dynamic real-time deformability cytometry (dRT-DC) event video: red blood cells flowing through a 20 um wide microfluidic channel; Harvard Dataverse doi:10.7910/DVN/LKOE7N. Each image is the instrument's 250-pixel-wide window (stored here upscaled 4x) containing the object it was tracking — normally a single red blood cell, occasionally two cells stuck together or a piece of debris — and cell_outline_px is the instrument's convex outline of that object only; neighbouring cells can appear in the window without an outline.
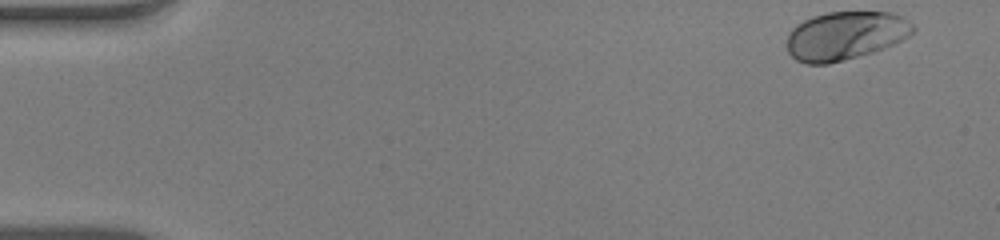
{"species": "human", "species_latin": "Homo sapiens", "temperature_condition": "warm", "stored_images_in_passage": 51, "camera_frame_rate_fps": 3000, "um_per_image_px": 0.085, "donor": {"sex": "male"}, "frame": {"image": 1, "passage_image": 1, "time_ms": 0.0, "image_size_px": [1000, 240], "cell_outline_px": [[916, 28], [908, 36], [884, 48], [872, 52], [828, 64], [804, 64], [796, 60], [788, 52], [788, 32], [796, 24], [812, 16], [828, 12], [892, 12], [908, 20]], "centroid_in_image_um": [71.83, 3.02], "position_along_channel_um": 13.2, "area_um2": 35.49}}
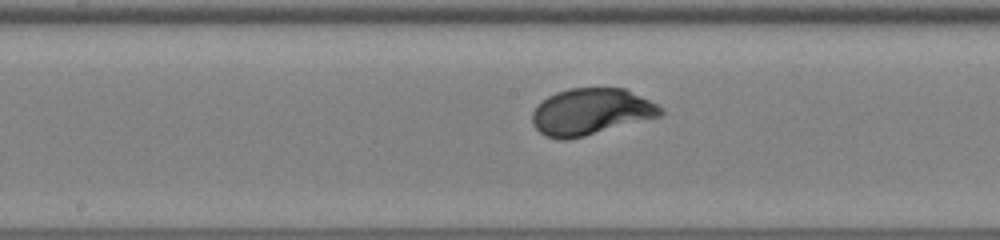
{"frame": {"image": 2, "passage_image": 26, "time_ms": 8.333, "image_size_px": [1000, 240], "cell_outline_px": [[664, 112], [660, 116], [584, 136], [564, 140], [560, 140], [544, 136], [532, 124], [532, 112], [548, 96], [556, 92], [568, 88], [624, 88], [664, 108]], "centroid_in_image_um": [50.21, 9.5], "position_along_channel_um": 198.0, "area_um2": 34.51}}
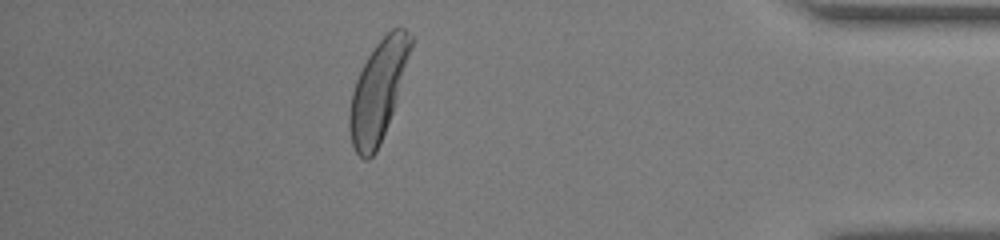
{"frame": {"image": 3, "passage_image": 45, "time_ms": 14.667, "image_size_px": [1000, 240], "cell_outline_px": [[412, 44], [392, 112], [380, 144], [376, 152], [368, 160], [364, 160], [356, 152], [352, 144], [348, 128], [348, 116], [352, 92], [356, 80], [368, 56], [376, 44], [392, 28], [404, 28], [412, 36]], "centroid_in_image_um": [32.1, 7.77], "position_along_channel_um": 403.1, "area_um2": 34.8}, "authors_computed_cell_mechanics": {"area_um2": 34.8534, "velocity_mm_per_s": 3.8739, "shape_relaxation_time_tau1_ms": 1.678, "shape_relaxation_time_tau2_ms": null, "deformation_change_tau1": 0.1492, "deformation_change_tau2": null}}